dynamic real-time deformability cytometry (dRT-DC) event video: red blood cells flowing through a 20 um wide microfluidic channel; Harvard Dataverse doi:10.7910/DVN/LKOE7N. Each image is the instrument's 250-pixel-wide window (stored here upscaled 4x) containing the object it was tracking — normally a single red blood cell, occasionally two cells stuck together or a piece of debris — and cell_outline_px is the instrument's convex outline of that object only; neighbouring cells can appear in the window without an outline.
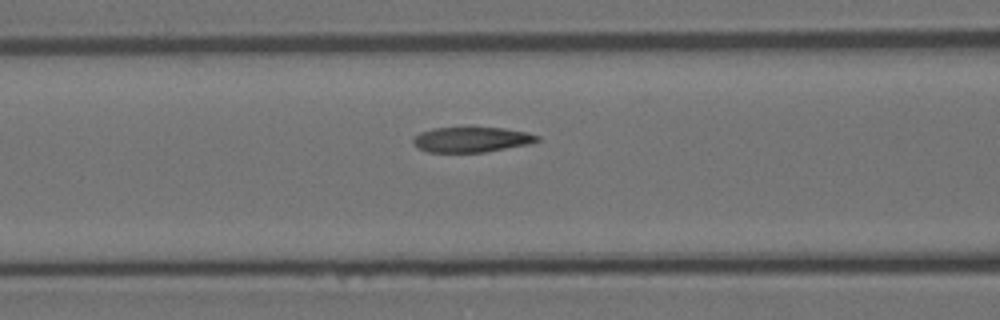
{"species": "Egyptian fruit bat (a non-hibernating species)", "species_latin": "Rousettus aegyptiacus", "temperature_condition": "room temperature", "stored_images_in_passage": 18, "camera_frame_rate_fps": 3000, "um_per_image_px": 0.085, "animal": {"sex": "female"}, "frame": {"image": 1, "passage_image": 13, "time_ms": 4.0, "image_size_px": [1000, 320], "cell_outline_px": [[540, 140], [528, 144], [484, 152], [428, 152], [412, 144], [412, 140], [420, 132], [432, 128], [468, 124], [504, 128], [528, 132], [540, 136]], "centroid_in_image_um": [40.07, 11.8], "position_along_channel_um": 126.5, "area_um2": 19.13}}
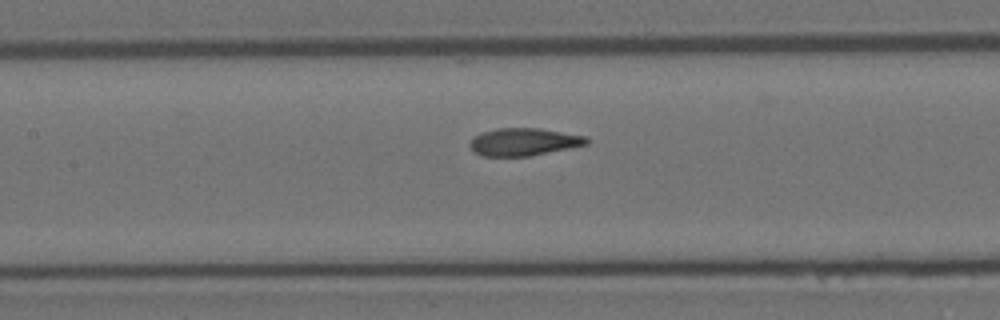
{"frame": {"image": 2, "passage_image": 16, "time_ms": 5.0, "image_size_px": [1000, 320], "cell_outline_px": [[592, 140], [588, 144], [528, 156], [480, 156], [468, 144], [472, 136], [496, 128], [540, 128], [588, 136]], "centroid_in_image_um": [44.54, 12.05], "position_along_channel_um": 162.9, "area_um2": 18.84}}